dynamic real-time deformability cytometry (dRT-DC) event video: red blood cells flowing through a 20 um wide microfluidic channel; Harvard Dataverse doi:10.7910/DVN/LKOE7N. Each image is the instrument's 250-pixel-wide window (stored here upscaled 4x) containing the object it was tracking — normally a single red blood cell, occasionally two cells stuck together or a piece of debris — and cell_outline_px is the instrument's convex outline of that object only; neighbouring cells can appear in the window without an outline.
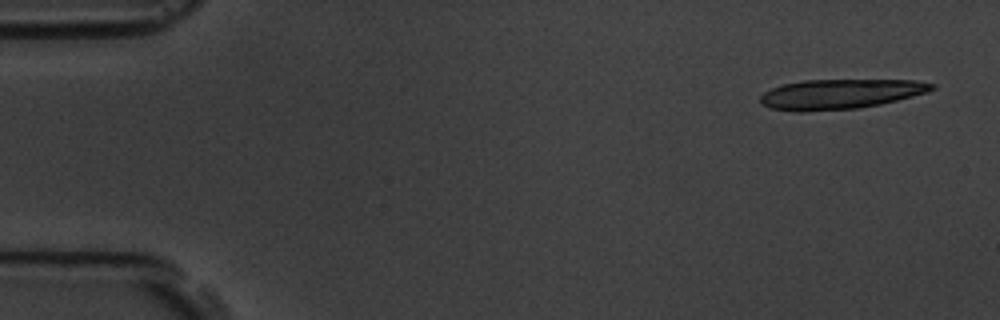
{"species": "common noctule bat (a hibernating species)", "species_latin": "Nyctalus noctula", "temperature_condition": "room temperature", "stored_images_in_passage": 4, "camera_frame_rate_fps": 3000, "um_per_image_px": 0.085, "animal": {"sex": "male", "body_mass_g": 19.5, "forearm_length_mm": 54.6}, "frame": {"image": 1, "passage_image": 1, "time_ms": 0.0, "image_size_px": [1000, 320], "cell_outline_px": [[936, 88], [928, 92], [880, 104], [856, 108], [804, 112], [792, 112], [768, 108], [760, 104], [760, 96], [764, 92], [772, 88], [784, 84], [804, 80], [916, 80], [936, 84]], "centroid_in_image_um": [71.38, 8.0], "position_along_channel_um": 13.6, "area_um2": 30.0}}